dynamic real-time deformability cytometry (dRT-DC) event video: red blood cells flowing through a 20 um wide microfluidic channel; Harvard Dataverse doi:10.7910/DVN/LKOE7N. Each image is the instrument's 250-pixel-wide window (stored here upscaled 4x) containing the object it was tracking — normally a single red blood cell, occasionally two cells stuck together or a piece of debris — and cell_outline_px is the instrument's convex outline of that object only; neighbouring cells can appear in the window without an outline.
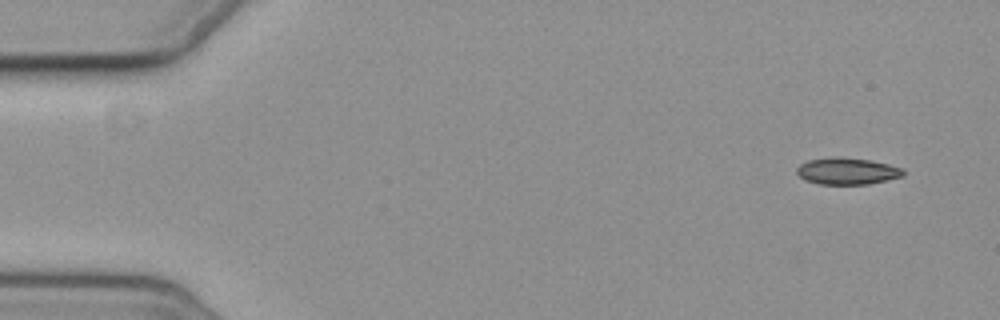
{"species": "common noctule bat (a hibernating species)", "species_latin": "Nyctalus noctula", "temperature_condition": "cold", "stored_images_in_passage": 4, "camera_frame_rate_fps": 3000, "um_per_image_px": 0.085, "animal": {"sex": "female", "body_mass_g": 19.3, "forearm_length_mm": 54.1}, "frame": {"image": 1, "passage_image": 1, "time_ms": 0.0, "image_size_px": [1000, 320], "cell_outline_px": [[904, 176], [868, 184], [820, 184], [804, 180], [796, 172], [796, 168], [800, 164], [808, 160], [832, 156], [836, 156], [872, 160], [904, 168]], "centroid_in_image_um": [72.0, 14.53], "position_along_channel_um": 13.0, "area_um2": 16.76}}
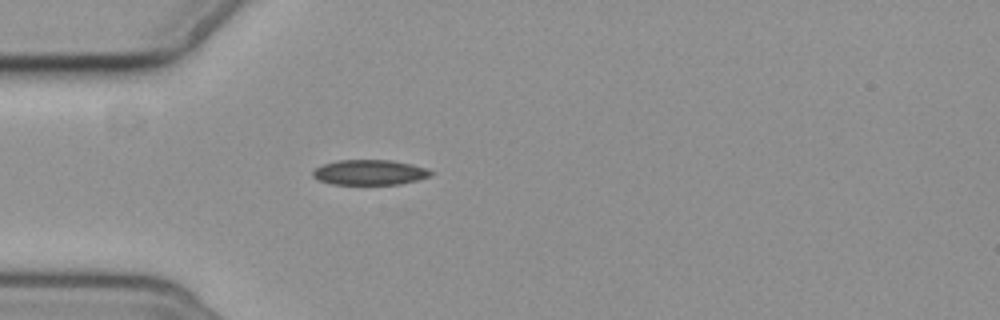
{"frame": {"image": 2, "passage_image": 4, "time_ms": 4.333, "image_size_px": [1000, 320], "cell_outline_px": [[432, 176], [400, 184], [332, 184], [320, 180], [312, 176], [312, 172], [316, 168], [324, 164], [340, 160], [392, 160], [412, 164], [428, 168], [432, 172]], "centroid_in_image_um": [31.46, 14.65], "position_along_channel_um": 53.5, "area_um2": 17.22}}